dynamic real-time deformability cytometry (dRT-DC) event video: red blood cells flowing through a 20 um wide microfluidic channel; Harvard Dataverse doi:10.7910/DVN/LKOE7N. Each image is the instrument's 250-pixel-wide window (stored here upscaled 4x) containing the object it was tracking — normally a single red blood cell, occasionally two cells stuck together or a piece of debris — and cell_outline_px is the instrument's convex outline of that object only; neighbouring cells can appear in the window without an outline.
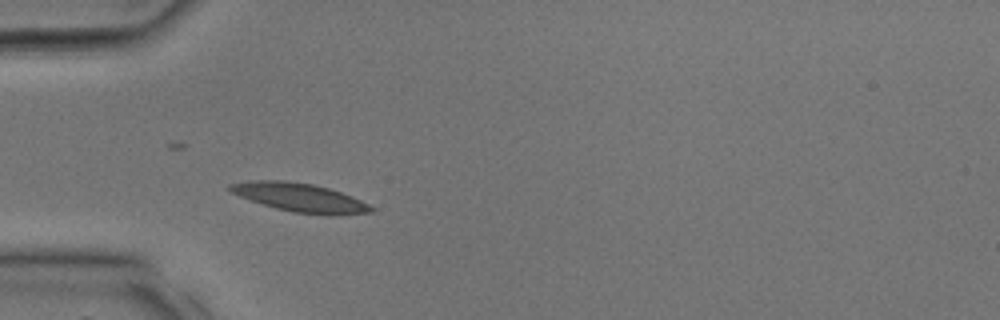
{"species": "common noctule bat (a hibernating species)", "species_latin": "Nyctalus noctula", "temperature_condition": "room temperature", "stored_images_in_passage": 29, "camera_frame_rate_fps": 3000, "um_per_image_px": 0.085, "animal": {"sex": "male", "body_mass_g": 17.9, "forearm_length_mm": 54.2}, "frame": {"image": 1, "passage_image": 6, "time_ms": 1.667, "image_size_px": [1000, 320], "cell_outline_px": [[376, 212], [328, 216], [292, 212], [276, 208], [240, 196], [232, 192], [228, 188], [228, 184], [248, 180], [284, 180], [312, 184], [328, 188], [352, 196], [376, 208]], "centroid_in_image_um": [25.54, 16.8], "position_along_channel_um": 59.5, "area_um2": 23.64}}
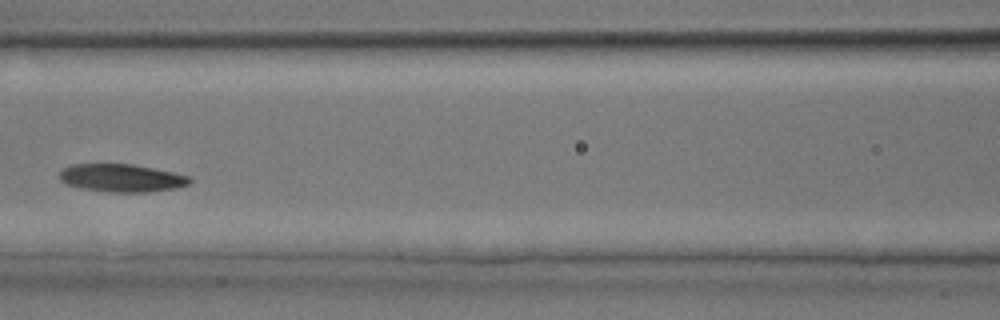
{"frame": {"image": 2, "passage_image": 11, "time_ms": 3.333, "image_size_px": [1000, 320], "cell_outline_px": [[192, 180], [188, 184], [176, 188], [148, 192], [108, 192], [84, 188], [64, 184], [60, 180], [60, 172], [64, 168], [72, 164], [132, 164], [192, 176]], "centroid_in_image_um": [10.35, 15.13], "position_along_channel_um": 156.3, "area_um2": 21.1}}
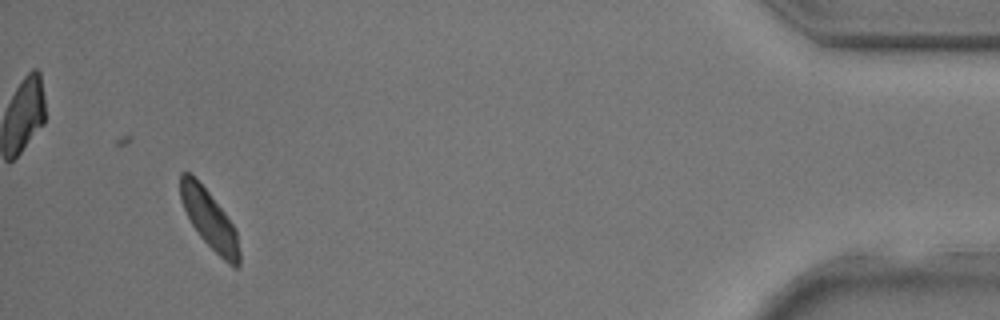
{"frame": {"image": 3, "passage_image": 27, "time_ms": 8.667, "image_size_px": [1000, 320], "cell_outline_px": [[240, 264], [236, 268], [232, 268], [200, 236], [192, 224], [180, 200], [180, 172], [188, 172], [208, 192], [224, 212], [232, 224], [236, 232], [240, 252]], "centroid_in_image_um": [17.81, 18.69], "position_along_channel_um": 417.4, "area_um2": 19.59}}